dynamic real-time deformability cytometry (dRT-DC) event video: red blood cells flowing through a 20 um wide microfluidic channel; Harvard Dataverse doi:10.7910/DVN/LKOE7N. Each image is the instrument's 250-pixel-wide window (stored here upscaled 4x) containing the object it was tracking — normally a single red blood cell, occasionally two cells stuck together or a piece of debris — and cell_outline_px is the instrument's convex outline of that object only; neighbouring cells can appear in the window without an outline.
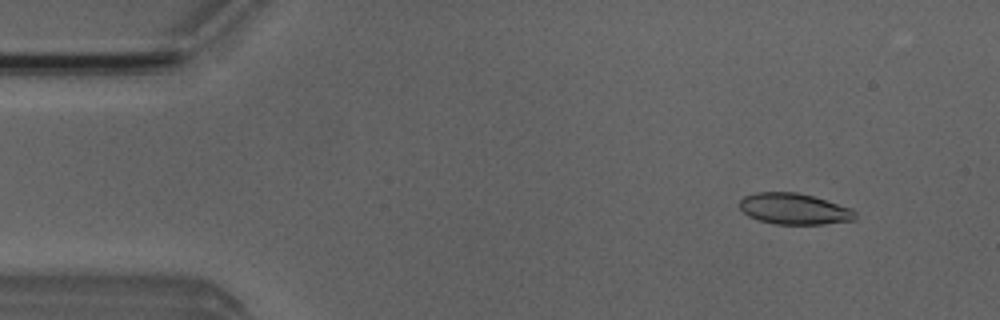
{"species": "Egyptian fruit bat (a non-hibernating species)", "species_latin": "Rousettus aegyptiacus", "temperature_condition": "room temperature", "stored_images_in_passage": 6, "camera_frame_rate_fps": 3000, "um_per_image_px": 0.085, "animal": {"sex": "male"}, "frame": {"image": 1, "passage_image": 1, "time_ms": 0.0, "image_size_px": [1000, 320], "cell_outline_px": [[856, 220], [824, 224], [776, 224], [760, 220], [748, 216], [740, 208], [740, 200], [744, 196], [756, 192], [796, 192], [812, 196], [852, 208], [856, 212]], "centroid_in_image_um": [67.52, 17.75], "position_along_channel_um": 17.5, "area_um2": 20.92}}